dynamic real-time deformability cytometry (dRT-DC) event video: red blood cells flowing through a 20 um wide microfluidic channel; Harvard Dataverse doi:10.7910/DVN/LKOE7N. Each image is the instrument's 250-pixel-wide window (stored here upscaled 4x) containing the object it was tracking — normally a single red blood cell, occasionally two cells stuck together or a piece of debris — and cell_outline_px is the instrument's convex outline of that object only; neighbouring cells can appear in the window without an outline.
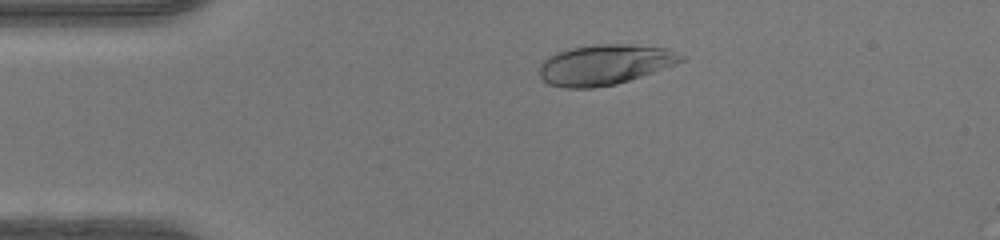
{"species": "human", "species_latin": "Homo sapiens", "temperature_condition": "warm", "stored_images_in_passage": 45, "camera_frame_rate_fps": 3000, "um_per_image_px": 0.085, "donor": {"sex": "female"}, "frame": {"image": 1, "passage_image": 7, "time_ms": 2.0, "image_size_px": [1000, 240], "cell_outline_px": [[688, 60], [616, 84], [592, 88], [564, 88], [548, 84], [540, 76], [540, 64], [548, 56], [556, 52], [568, 48], [596, 44], [632, 44], [664, 48], [688, 56]], "centroid_in_image_um": [51.41, 5.48], "position_along_channel_um": 33.6, "area_um2": 33.41}}
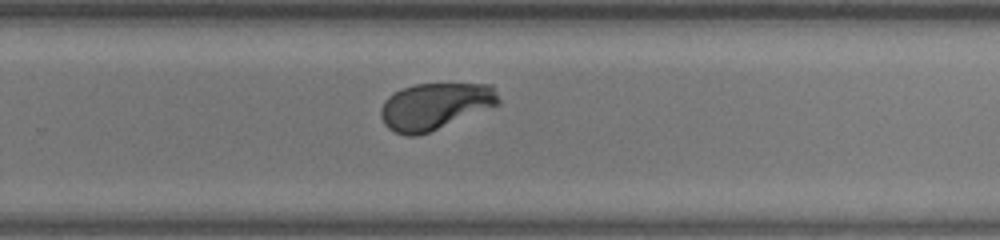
{"frame": {"image": 2, "passage_image": 28, "time_ms": 9.0, "image_size_px": [1000, 240], "cell_outline_px": [[500, 104], [428, 132], [416, 136], [404, 136], [388, 128], [384, 124], [380, 116], [380, 108], [384, 100], [392, 92], [416, 84], [492, 84], [500, 100]], "centroid_in_image_um": [36.94, 9.02], "position_along_channel_um": 292.9, "area_um2": 31.91}}
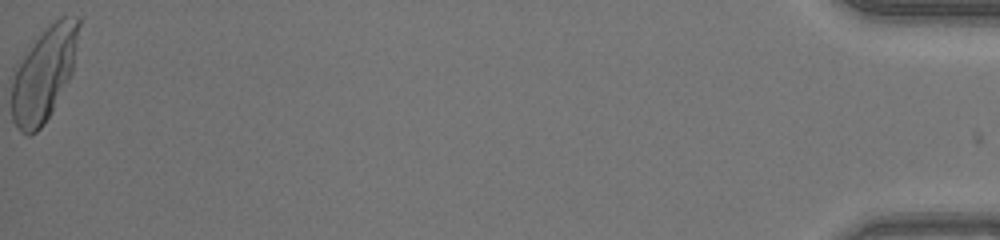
{"frame": {"image": 3, "passage_image": 45, "time_ms": 14.667, "image_size_px": [1000, 240], "cell_outline_px": [[80, 24], [72, 72], [52, 112], [44, 124], [36, 132], [28, 136], [20, 132], [12, 120], [12, 80], [16, 68], [32, 44], [60, 16], [80, 16]], "centroid_in_image_um": [3.74, 6.33], "position_along_channel_um": 431.5, "area_um2": 36.07}, "authors_computed_cell_mechanics": {"area_um2": 33.0616, "velocity_mm_per_s": 4.3471, "shape_relaxation_time_tau1_ms": 2.0398, "shape_relaxation_time_tau2_ms": null, "deformation_change_tau1": 0.1501, "deformation_change_tau2": null}}